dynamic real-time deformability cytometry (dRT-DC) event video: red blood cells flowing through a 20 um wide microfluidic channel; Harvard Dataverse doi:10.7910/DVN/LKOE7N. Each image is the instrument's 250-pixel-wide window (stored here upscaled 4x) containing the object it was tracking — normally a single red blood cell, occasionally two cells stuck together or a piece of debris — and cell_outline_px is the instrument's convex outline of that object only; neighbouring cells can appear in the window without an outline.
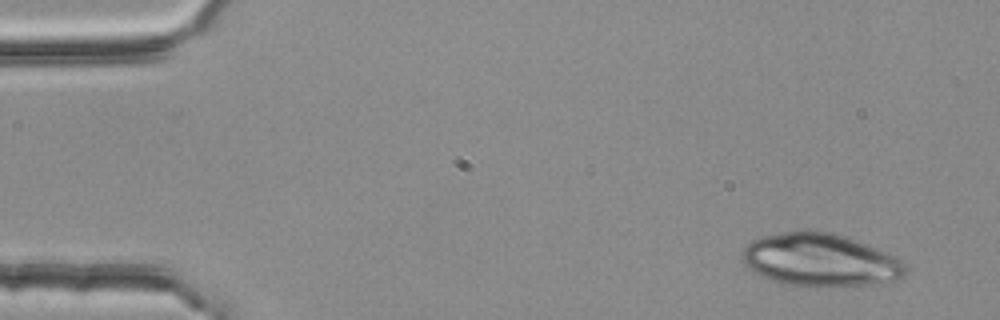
{"species": "common noctule bat (a hibernating species)", "species_latin": "Nyctalus noctula", "temperature_condition": "room temperature", "stored_images_in_passage": 3, "camera_frame_rate_fps": 3000, "um_per_image_px": 0.085, "animal": {"sex": "female", "body_mass_g": 25.1}, "frame": {"image": 1, "passage_image": 1, "time_ms": 0.0, "image_size_px": [1000, 320], "cell_outline_px": [[908, 268], [904, 276], [900, 280], [868, 284], [784, 284], [760, 276], [748, 268], [744, 264], [744, 248], [752, 240], [764, 236], [780, 232], [804, 228], [808, 228], [832, 232], [848, 236], [868, 244], [900, 260]], "centroid_in_image_um": [69.71, 22.04], "position_along_channel_um": 15.3, "area_um2": 49.88}}